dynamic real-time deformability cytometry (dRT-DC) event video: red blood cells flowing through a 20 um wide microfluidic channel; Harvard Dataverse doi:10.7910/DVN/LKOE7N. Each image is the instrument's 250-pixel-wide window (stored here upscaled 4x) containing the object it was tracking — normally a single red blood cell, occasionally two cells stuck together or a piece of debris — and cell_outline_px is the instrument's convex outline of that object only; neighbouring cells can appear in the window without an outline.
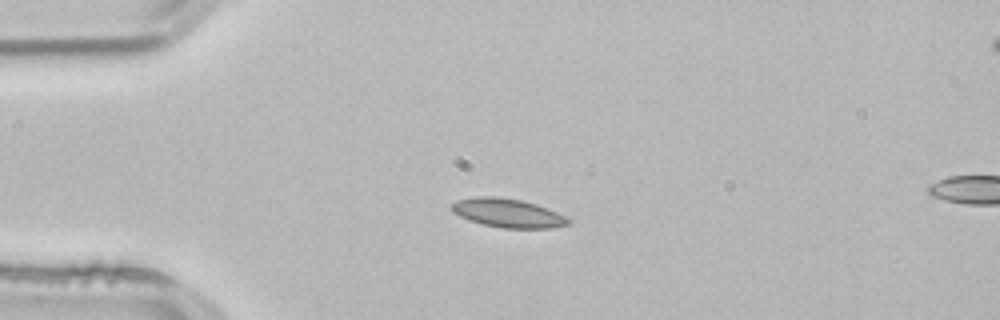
{"species": "common noctule bat (a hibernating species)", "species_latin": "Nyctalus noctula", "temperature_condition": "room temperature", "stored_images_in_passage": 2, "segment_of_instrument_passage": [1, 2], "camera_frame_rate_fps": 3000, "um_per_image_px": 0.085, "animal": {"sex": "male", "body_mass_g": 21.5, "forearm_length_mm": 52.0}, "frame": {"image": 1, "passage_image": 1, "time_ms": 0.0, "image_size_px": [1000, 320], "cell_outline_px": [[572, 220], [568, 224], [552, 228], [504, 228], [484, 224], [468, 220], [452, 212], [448, 208], [456, 200], [472, 196], [496, 196], [520, 200], [536, 204], [556, 212]], "centroid_in_image_um": [43.1, 18.1], "position_along_channel_um": 41.9, "area_um2": 19.59}}